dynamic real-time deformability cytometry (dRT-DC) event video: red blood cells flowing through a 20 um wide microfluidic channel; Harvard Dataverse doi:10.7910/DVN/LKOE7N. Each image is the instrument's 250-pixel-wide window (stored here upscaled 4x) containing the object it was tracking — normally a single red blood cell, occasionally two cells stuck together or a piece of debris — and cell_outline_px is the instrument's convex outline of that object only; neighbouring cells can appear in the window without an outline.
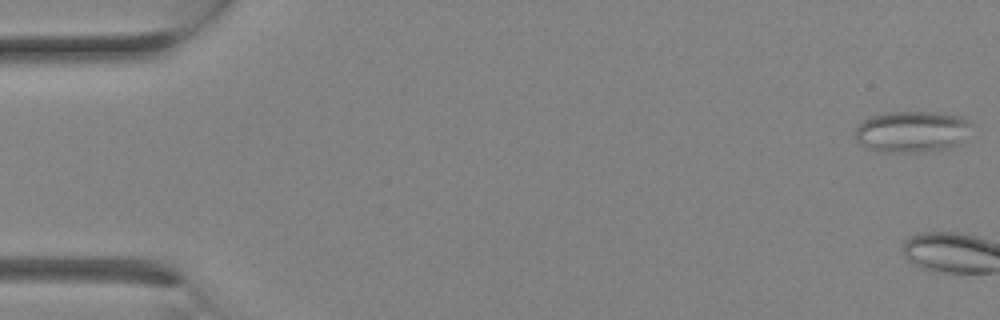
{"species": "Egyptian fruit bat (a non-hibernating species)", "species_latin": "Rousettus aegyptiacus", "temperature_condition": "room temperature", "stored_images_in_passage": 3, "camera_frame_rate_fps": 3000, "um_per_image_px": 0.085, "animal": {"sex": "female"}, "frame": {"image": 1, "passage_image": 1, "time_ms": 0.0, "image_size_px": [1000, 320], "cell_outline_px": [[976, 124], [956, 144], [944, 148], [924, 152], [880, 152], [860, 144], [856, 140], [856, 124], [872, 116], [888, 112], [936, 112], [960, 116]], "centroid_in_image_um": [77.5, 11.17], "position_along_channel_um": 7.5, "area_um2": 27.98}}